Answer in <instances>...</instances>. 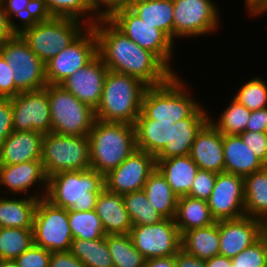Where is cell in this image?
<instances>
[{
  "label": "cell",
  "mask_w": 267,
  "mask_h": 267,
  "mask_svg": "<svg viewBox=\"0 0 267 267\" xmlns=\"http://www.w3.org/2000/svg\"><path fill=\"white\" fill-rule=\"evenodd\" d=\"M262 237L265 240L266 252H267V224L264 226V229H263V232H262Z\"/></svg>",
  "instance_id": "94428289"
},
{
  "label": "cell",
  "mask_w": 267,
  "mask_h": 267,
  "mask_svg": "<svg viewBox=\"0 0 267 267\" xmlns=\"http://www.w3.org/2000/svg\"><path fill=\"white\" fill-rule=\"evenodd\" d=\"M266 0H244V9L247 18L250 16L265 2Z\"/></svg>",
  "instance_id": "6f0895ef"
},
{
  "label": "cell",
  "mask_w": 267,
  "mask_h": 267,
  "mask_svg": "<svg viewBox=\"0 0 267 267\" xmlns=\"http://www.w3.org/2000/svg\"><path fill=\"white\" fill-rule=\"evenodd\" d=\"M265 225L263 221L246 215L218 221L219 255L234 258L261 238Z\"/></svg>",
  "instance_id": "d6986e66"
},
{
  "label": "cell",
  "mask_w": 267,
  "mask_h": 267,
  "mask_svg": "<svg viewBox=\"0 0 267 267\" xmlns=\"http://www.w3.org/2000/svg\"><path fill=\"white\" fill-rule=\"evenodd\" d=\"M143 267H175V255L147 259Z\"/></svg>",
  "instance_id": "11a10c76"
},
{
  "label": "cell",
  "mask_w": 267,
  "mask_h": 267,
  "mask_svg": "<svg viewBox=\"0 0 267 267\" xmlns=\"http://www.w3.org/2000/svg\"><path fill=\"white\" fill-rule=\"evenodd\" d=\"M182 77L183 75L180 77V74H174L165 84L148 87L137 118L171 124L188 118L202 101L192 94L194 89H191V83L186 81L188 79Z\"/></svg>",
  "instance_id": "7a4b0ae2"
},
{
  "label": "cell",
  "mask_w": 267,
  "mask_h": 267,
  "mask_svg": "<svg viewBox=\"0 0 267 267\" xmlns=\"http://www.w3.org/2000/svg\"><path fill=\"white\" fill-rule=\"evenodd\" d=\"M148 87L137 77L108 70L101 101L95 110L96 120L134 125Z\"/></svg>",
  "instance_id": "3957f363"
},
{
  "label": "cell",
  "mask_w": 267,
  "mask_h": 267,
  "mask_svg": "<svg viewBox=\"0 0 267 267\" xmlns=\"http://www.w3.org/2000/svg\"><path fill=\"white\" fill-rule=\"evenodd\" d=\"M216 177L215 172L199 169L187 196L207 201L215 186Z\"/></svg>",
  "instance_id": "ee69618b"
},
{
  "label": "cell",
  "mask_w": 267,
  "mask_h": 267,
  "mask_svg": "<svg viewBox=\"0 0 267 267\" xmlns=\"http://www.w3.org/2000/svg\"><path fill=\"white\" fill-rule=\"evenodd\" d=\"M49 267H85L70 251L51 252Z\"/></svg>",
  "instance_id": "f907efd6"
},
{
  "label": "cell",
  "mask_w": 267,
  "mask_h": 267,
  "mask_svg": "<svg viewBox=\"0 0 267 267\" xmlns=\"http://www.w3.org/2000/svg\"><path fill=\"white\" fill-rule=\"evenodd\" d=\"M11 98H0V144L13 132Z\"/></svg>",
  "instance_id": "681fc988"
},
{
  "label": "cell",
  "mask_w": 267,
  "mask_h": 267,
  "mask_svg": "<svg viewBox=\"0 0 267 267\" xmlns=\"http://www.w3.org/2000/svg\"><path fill=\"white\" fill-rule=\"evenodd\" d=\"M43 137L44 134L37 131H13L0 144V164L41 160Z\"/></svg>",
  "instance_id": "603a6c76"
},
{
  "label": "cell",
  "mask_w": 267,
  "mask_h": 267,
  "mask_svg": "<svg viewBox=\"0 0 267 267\" xmlns=\"http://www.w3.org/2000/svg\"><path fill=\"white\" fill-rule=\"evenodd\" d=\"M246 131L267 133V107L251 111Z\"/></svg>",
  "instance_id": "816d5d0a"
},
{
  "label": "cell",
  "mask_w": 267,
  "mask_h": 267,
  "mask_svg": "<svg viewBox=\"0 0 267 267\" xmlns=\"http://www.w3.org/2000/svg\"><path fill=\"white\" fill-rule=\"evenodd\" d=\"M42 16L68 17L92 26L98 19L92 14L87 0H39Z\"/></svg>",
  "instance_id": "e575fe53"
},
{
  "label": "cell",
  "mask_w": 267,
  "mask_h": 267,
  "mask_svg": "<svg viewBox=\"0 0 267 267\" xmlns=\"http://www.w3.org/2000/svg\"><path fill=\"white\" fill-rule=\"evenodd\" d=\"M130 0H87L97 19H109L114 13L127 7Z\"/></svg>",
  "instance_id": "bcb514c9"
},
{
  "label": "cell",
  "mask_w": 267,
  "mask_h": 267,
  "mask_svg": "<svg viewBox=\"0 0 267 267\" xmlns=\"http://www.w3.org/2000/svg\"><path fill=\"white\" fill-rule=\"evenodd\" d=\"M88 27L81 20L42 16L21 26L17 32L29 48L47 63L68 47Z\"/></svg>",
  "instance_id": "8992f818"
},
{
  "label": "cell",
  "mask_w": 267,
  "mask_h": 267,
  "mask_svg": "<svg viewBox=\"0 0 267 267\" xmlns=\"http://www.w3.org/2000/svg\"><path fill=\"white\" fill-rule=\"evenodd\" d=\"M155 169V156L136 149L118 167L104 176L105 188L120 195L142 190Z\"/></svg>",
  "instance_id": "e0dca14e"
},
{
  "label": "cell",
  "mask_w": 267,
  "mask_h": 267,
  "mask_svg": "<svg viewBox=\"0 0 267 267\" xmlns=\"http://www.w3.org/2000/svg\"><path fill=\"white\" fill-rule=\"evenodd\" d=\"M92 26L97 55L110 71L137 77L149 87L165 84L174 75L154 53L138 46L108 19H98Z\"/></svg>",
  "instance_id": "6da1fadb"
},
{
  "label": "cell",
  "mask_w": 267,
  "mask_h": 267,
  "mask_svg": "<svg viewBox=\"0 0 267 267\" xmlns=\"http://www.w3.org/2000/svg\"><path fill=\"white\" fill-rule=\"evenodd\" d=\"M229 99H231L227 101L229 103L222 107L224 109H222L221 113H218V118L209 111V122L222 135H239L246 131L251 111L232 96Z\"/></svg>",
  "instance_id": "836d02e7"
},
{
  "label": "cell",
  "mask_w": 267,
  "mask_h": 267,
  "mask_svg": "<svg viewBox=\"0 0 267 267\" xmlns=\"http://www.w3.org/2000/svg\"><path fill=\"white\" fill-rule=\"evenodd\" d=\"M143 190L149 202L164 218L175 219L179 197L157 168L149 175Z\"/></svg>",
  "instance_id": "4dcf8cb0"
},
{
  "label": "cell",
  "mask_w": 267,
  "mask_h": 267,
  "mask_svg": "<svg viewBox=\"0 0 267 267\" xmlns=\"http://www.w3.org/2000/svg\"><path fill=\"white\" fill-rule=\"evenodd\" d=\"M245 215L267 224V174L262 169L244 177Z\"/></svg>",
  "instance_id": "1f68e13d"
},
{
  "label": "cell",
  "mask_w": 267,
  "mask_h": 267,
  "mask_svg": "<svg viewBox=\"0 0 267 267\" xmlns=\"http://www.w3.org/2000/svg\"><path fill=\"white\" fill-rule=\"evenodd\" d=\"M129 234L145 260L176 255L181 249V234L174 219L164 218L152 225L132 226Z\"/></svg>",
  "instance_id": "5bb4252c"
},
{
  "label": "cell",
  "mask_w": 267,
  "mask_h": 267,
  "mask_svg": "<svg viewBox=\"0 0 267 267\" xmlns=\"http://www.w3.org/2000/svg\"><path fill=\"white\" fill-rule=\"evenodd\" d=\"M173 125L149 118H137L134 123L136 148L155 156L166 145L168 129Z\"/></svg>",
  "instance_id": "d6a6232c"
},
{
  "label": "cell",
  "mask_w": 267,
  "mask_h": 267,
  "mask_svg": "<svg viewBox=\"0 0 267 267\" xmlns=\"http://www.w3.org/2000/svg\"><path fill=\"white\" fill-rule=\"evenodd\" d=\"M94 210L101 219L106 235L130 233L132 222L122 195L104 188L97 198Z\"/></svg>",
  "instance_id": "cb8c5ba5"
},
{
  "label": "cell",
  "mask_w": 267,
  "mask_h": 267,
  "mask_svg": "<svg viewBox=\"0 0 267 267\" xmlns=\"http://www.w3.org/2000/svg\"><path fill=\"white\" fill-rule=\"evenodd\" d=\"M267 15V0L250 16L252 19H256L258 17V20H259V17L261 16V19H262V16H265Z\"/></svg>",
  "instance_id": "680465c9"
},
{
  "label": "cell",
  "mask_w": 267,
  "mask_h": 267,
  "mask_svg": "<svg viewBox=\"0 0 267 267\" xmlns=\"http://www.w3.org/2000/svg\"><path fill=\"white\" fill-rule=\"evenodd\" d=\"M209 105L202 103L188 118L174 123L168 129L166 145L155 155V159L187 156L197 134L209 122Z\"/></svg>",
  "instance_id": "ffe728a7"
},
{
  "label": "cell",
  "mask_w": 267,
  "mask_h": 267,
  "mask_svg": "<svg viewBox=\"0 0 267 267\" xmlns=\"http://www.w3.org/2000/svg\"><path fill=\"white\" fill-rule=\"evenodd\" d=\"M128 7L142 21L160 29L173 41L174 6L172 0H130Z\"/></svg>",
  "instance_id": "83f0119b"
},
{
  "label": "cell",
  "mask_w": 267,
  "mask_h": 267,
  "mask_svg": "<svg viewBox=\"0 0 267 267\" xmlns=\"http://www.w3.org/2000/svg\"><path fill=\"white\" fill-rule=\"evenodd\" d=\"M244 200V177L227 172L218 173L207 200L216 222L245 216Z\"/></svg>",
  "instance_id": "ac0fdd59"
},
{
  "label": "cell",
  "mask_w": 267,
  "mask_h": 267,
  "mask_svg": "<svg viewBox=\"0 0 267 267\" xmlns=\"http://www.w3.org/2000/svg\"><path fill=\"white\" fill-rule=\"evenodd\" d=\"M232 267H267L265 240L261 238L231 259Z\"/></svg>",
  "instance_id": "7bdbcfd3"
},
{
  "label": "cell",
  "mask_w": 267,
  "mask_h": 267,
  "mask_svg": "<svg viewBox=\"0 0 267 267\" xmlns=\"http://www.w3.org/2000/svg\"><path fill=\"white\" fill-rule=\"evenodd\" d=\"M16 32L15 27L8 21L3 3L0 0V44L11 38Z\"/></svg>",
  "instance_id": "db71d44e"
},
{
  "label": "cell",
  "mask_w": 267,
  "mask_h": 267,
  "mask_svg": "<svg viewBox=\"0 0 267 267\" xmlns=\"http://www.w3.org/2000/svg\"><path fill=\"white\" fill-rule=\"evenodd\" d=\"M239 136L263 163H267V133L244 131Z\"/></svg>",
  "instance_id": "7dc6e473"
},
{
  "label": "cell",
  "mask_w": 267,
  "mask_h": 267,
  "mask_svg": "<svg viewBox=\"0 0 267 267\" xmlns=\"http://www.w3.org/2000/svg\"><path fill=\"white\" fill-rule=\"evenodd\" d=\"M11 101L14 131L52 132L47 86L37 91L20 92Z\"/></svg>",
  "instance_id": "2e32d148"
},
{
  "label": "cell",
  "mask_w": 267,
  "mask_h": 267,
  "mask_svg": "<svg viewBox=\"0 0 267 267\" xmlns=\"http://www.w3.org/2000/svg\"><path fill=\"white\" fill-rule=\"evenodd\" d=\"M267 79L263 76H251L246 82L238 86L232 97L244 105L248 110L254 111L267 107Z\"/></svg>",
  "instance_id": "60d3db41"
},
{
  "label": "cell",
  "mask_w": 267,
  "mask_h": 267,
  "mask_svg": "<svg viewBox=\"0 0 267 267\" xmlns=\"http://www.w3.org/2000/svg\"><path fill=\"white\" fill-rule=\"evenodd\" d=\"M0 267H18L14 260H3L0 261Z\"/></svg>",
  "instance_id": "91938a15"
},
{
  "label": "cell",
  "mask_w": 267,
  "mask_h": 267,
  "mask_svg": "<svg viewBox=\"0 0 267 267\" xmlns=\"http://www.w3.org/2000/svg\"><path fill=\"white\" fill-rule=\"evenodd\" d=\"M224 172L245 177L262 170L263 162L239 135H223Z\"/></svg>",
  "instance_id": "d4e9b609"
},
{
  "label": "cell",
  "mask_w": 267,
  "mask_h": 267,
  "mask_svg": "<svg viewBox=\"0 0 267 267\" xmlns=\"http://www.w3.org/2000/svg\"><path fill=\"white\" fill-rule=\"evenodd\" d=\"M37 198L0 194V228L33 229Z\"/></svg>",
  "instance_id": "4316f807"
},
{
  "label": "cell",
  "mask_w": 267,
  "mask_h": 267,
  "mask_svg": "<svg viewBox=\"0 0 267 267\" xmlns=\"http://www.w3.org/2000/svg\"><path fill=\"white\" fill-rule=\"evenodd\" d=\"M0 54L12 69L14 85L20 92L37 91L48 85L45 63L18 32L0 44Z\"/></svg>",
  "instance_id": "8fae6325"
},
{
  "label": "cell",
  "mask_w": 267,
  "mask_h": 267,
  "mask_svg": "<svg viewBox=\"0 0 267 267\" xmlns=\"http://www.w3.org/2000/svg\"><path fill=\"white\" fill-rule=\"evenodd\" d=\"M114 267H143L145 258L134 247L130 234L106 235Z\"/></svg>",
  "instance_id": "8d00e7d4"
},
{
  "label": "cell",
  "mask_w": 267,
  "mask_h": 267,
  "mask_svg": "<svg viewBox=\"0 0 267 267\" xmlns=\"http://www.w3.org/2000/svg\"><path fill=\"white\" fill-rule=\"evenodd\" d=\"M47 181L48 177L41 160L14 165L0 164L1 195L29 196L42 199L46 196Z\"/></svg>",
  "instance_id": "9a60e30c"
},
{
  "label": "cell",
  "mask_w": 267,
  "mask_h": 267,
  "mask_svg": "<svg viewBox=\"0 0 267 267\" xmlns=\"http://www.w3.org/2000/svg\"><path fill=\"white\" fill-rule=\"evenodd\" d=\"M132 226L152 225L164 217L149 202L144 190H138L122 195Z\"/></svg>",
  "instance_id": "74e56055"
},
{
  "label": "cell",
  "mask_w": 267,
  "mask_h": 267,
  "mask_svg": "<svg viewBox=\"0 0 267 267\" xmlns=\"http://www.w3.org/2000/svg\"><path fill=\"white\" fill-rule=\"evenodd\" d=\"M8 21L18 30L42 17L39 0H1Z\"/></svg>",
  "instance_id": "b9f144b4"
},
{
  "label": "cell",
  "mask_w": 267,
  "mask_h": 267,
  "mask_svg": "<svg viewBox=\"0 0 267 267\" xmlns=\"http://www.w3.org/2000/svg\"><path fill=\"white\" fill-rule=\"evenodd\" d=\"M70 252L85 267H114L106 237L95 240L75 238L72 241Z\"/></svg>",
  "instance_id": "d590c367"
},
{
  "label": "cell",
  "mask_w": 267,
  "mask_h": 267,
  "mask_svg": "<svg viewBox=\"0 0 267 267\" xmlns=\"http://www.w3.org/2000/svg\"><path fill=\"white\" fill-rule=\"evenodd\" d=\"M104 188V176L92 168L63 171L48 177L45 199L60 208L91 211Z\"/></svg>",
  "instance_id": "5b68a950"
},
{
  "label": "cell",
  "mask_w": 267,
  "mask_h": 267,
  "mask_svg": "<svg viewBox=\"0 0 267 267\" xmlns=\"http://www.w3.org/2000/svg\"><path fill=\"white\" fill-rule=\"evenodd\" d=\"M265 172H266V174H267V163H264L263 164V168H262Z\"/></svg>",
  "instance_id": "6125c7cd"
},
{
  "label": "cell",
  "mask_w": 267,
  "mask_h": 267,
  "mask_svg": "<svg viewBox=\"0 0 267 267\" xmlns=\"http://www.w3.org/2000/svg\"><path fill=\"white\" fill-rule=\"evenodd\" d=\"M14 73L0 54V98L16 97L20 91L14 85Z\"/></svg>",
  "instance_id": "c3c4849f"
},
{
  "label": "cell",
  "mask_w": 267,
  "mask_h": 267,
  "mask_svg": "<svg viewBox=\"0 0 267 267\" xmlns=\"http://www.w3.org/2000/svg\"><path fill=\"white\" fill-rule=\"evenodd\" d=\"M175 267H206V260L197 258L180 249L175 255Z\"/></svg>",
  "instance_id": "f5cc1de1"
},
{
  "label": "cell",
  "mask_w": 267,
  "mask_h": 267,
  "mask_svg": "<svg viewBox=\"0 0 267 267\" xmlns=\"http://www.w3.org/2000/svg\"><path fill=\"white\" fill-rule=\"evenodd\" d=\"M108 20L138 46L154 53L174 74H180L174 67L178 47L163 31L142 21L128 6Z\"/></svg>",
  "instance_id": "30bf717a"
},
{
  "label": "cell",
  "mask_w": 267,
  "mask_h": 267,
  "mask_svg": "<svg viewBox=\"0 0 267 267\" xmlns=\"http://www.w3.org/2000/svg\"><path fill=\"white\" fill-rule=\"evenodd\" d=\"M52 132L68 136H88L96 120L95 110L82 103L60 84H48Z\"/></svg>",
  "instance_id": "ba28073f"
},
{
  "label": "cell",
  "mask_w": 267,
  "mask_h": 267,
  "mask_svg": "<svg viewBox=\"0 0 267 267\" xmlns=\"http://www.w3.org/2000/svg\"><path fill=\"white\" fill-rule=\"evenodd\" d=\"M41 162L47 177L91 168L88 136L44 134Z\"/></svg>",
  "instance_id": "9c48e42d"
},
{
  "label": "cell",
  "mask_w": 267,
  "mask_h": 267,
  "mask_svg": "<svg viewBox=\"0 0 267 267\" xmlns=\"http://www.w3.org/2000/svg\"><path fill=\"white\" fill-rule=\"evenodd\" d=\"M189 156L200 170L224 172L223 135L208 122L197 134Z\"/></svg>",
  "instance_id": "7402d4cb"
},
{
  "label": "cell",
  "mask_w": 267,
  "mask_h": 267,
  "mask_svg": "<svg viewBox=\"0 0 267 267\" xmlns=\"http://www.w3.org/2000/svg\"><path fill=\"white\" fill-rule=\"evenodd\" d=\"M97 56V38L93 26H88L68 47L45 63L48 84H61Z\"/></svg>",
  "instance_id": "4fadbf2b"
},
{
  "label": "cell",
  "mask_w": 267,
  "mask_h": 267,
  "mask_svg": "<svg viewBox=\"0 0 267 267\" xmlns=\"http://www.w3.org/2000/svg\"><path fill=\"white\" fill-rule=\"evenodd\" d=\"M34 245L50 252L70 251L73 241L68 222V209L39 199L33 223Z\"/></svg>",
  "instance_id": "7c38bea8"
},
{
  "label": "cell",
  "mask_w": 267,
  "mask_h": 267,
  "mask_svg": "<svg viewBox=\"0 0 267 267\" xmlns=\"http://www.w3.org/2000/svg\"><path fill=\"white\" fill-rule=\"evenodd\" d=\"M88 138L91 168L103 176L137 149L134 125L128 123L95 120Z\"/></svg>",
  "instance_id": "277c9868"
},
{
  "label": "cell",
  "mask_w": 267,
  "mask_h": 267,
  "mask_svg": "<svg viewBox=\"0 0 267 267\" xmlns=\"http://www.w3.org/2000/svg\"><path fill=\"white\" fill-rule=\"evenodd\" d=\"M156 168L165 177L172 191L178 196H186L199 170L198 165L187 156L155 159Z\"/></svg>",
  "instance_id": "484cf974"
},
{
  "label": "cell",
  "mask_w": 267,
  "mask_h": 267,
  "mask_svg": "<svg viewBox=\"0 0 267 267\" xmlns=\"http://www.w3.org/2000/svg\"><path fill=\"white\" fill-rule=\"evenodd\" d=\"M33 244V229L0 228V261L15 260Z\"/></svg>",
  "instance_id": "f35d334b"
},
{
  "label": "cell",
  "mask_w": 267,
  "mask_h": 267,
  "mask_svg": "<svg viewBox=\"0 0 267 267\" xmlns=\"http://www.w3.org/2000/svg\"><path fill=\"white\" fill-rule=\"evenodd\" d=\"M174 220L181 235L188 230L207 227L216 222L206 200L187 195L178 198Z\"/></svg>",
  "instance_id": "f546056e"
},
{
  "label": "cell",
  "mask_w": 267,
  "mask_h": 267,
  "mask_svg": "<svg viewBox=\"0 0 267 267\" xmlns=\"http://www.w3.org/2000/svg\"><path fill=\"white\" fill-rule=\"evenodd\" d=\"M218 221L214 224L194 228L181 235V249L197 258L207 260L219 255Z\"/></svg>",
  "instance_id": "f1b7e54d"
},
{
  "label": "cell",
  "mask_w": 267,
  "mask_h": 267,
  "mask_svg": "<svg viewBox=\"0 0 267 267\" xmlns=\"http://www.w3.org/2000/svg\"><path fill=\"white\" fill-rule=\"evenodd\" d=\"M68 222L73 239L95 240L106 237L101 219L95 210L72 211L68 209Z\"/></svg>",
  "instance_id": "ab89813d"
},
{
  "label": "cell",
  "mask_w": 267,
  "mask_h": 267,
  "mask_svg": "<svg viewBox=\"0 0 267 267\" xmlns=\"http://www.w3.org/2000/svg\"><path fill=\"white\" fill-rule=\"evenodd\" d=\"M174 6L173 42L179 39L216 35L223 26L216 0H172ZM222 25V26H221ZM220 28V29H219ZM218 31V32H217Z\"/></svg>",
  "instance_id": "52a82bcc"
},
{
  "label": "cell",
  "mask_w": 267,
  "mask_h": 267,
  "mask_svg": "<svg viewBox=\"0 0 267 267\" xmlns=\"http://www.w3.org/2000/svg\"><path fill=\"white\" fill-rule=\"evenodd\" d=\"M108 68L97 55L88 65L67 77L60 85L92 109L98 107Z\"/></svg>",
  "instance_id": "44dd1931"
},
{
  "label": "cell",
  "mask_w": 267,
  "mask_h": 267,
  "mask_svg": "<svg viewBox=\"0 0 267 267\" xmlns=\"http://www.w3.org/2000/svg\"><path fill=\"white\" fill-rule=\"evenodd\" d=\"M206 267H232V261L226 256L216 255L206 260Z\"/></svg>",
  "instance_id": "9f6ffc18"
},
{
  "label": "cell",
  "mask_w": 267,
  "mask_h": 267,
  "mask_svg": "<svg viewBox=\"0 0 267 267\" xmlns=\"http://www.w3.org/2000/svg\"><path fill=\"white\" fill-rule=\"evenodd\" d=\"M50 258V251L33 244L14 261L18 267H49Z\"/></svg>",
  "instance_id": "f6af8a7d"
}]
</instances>
